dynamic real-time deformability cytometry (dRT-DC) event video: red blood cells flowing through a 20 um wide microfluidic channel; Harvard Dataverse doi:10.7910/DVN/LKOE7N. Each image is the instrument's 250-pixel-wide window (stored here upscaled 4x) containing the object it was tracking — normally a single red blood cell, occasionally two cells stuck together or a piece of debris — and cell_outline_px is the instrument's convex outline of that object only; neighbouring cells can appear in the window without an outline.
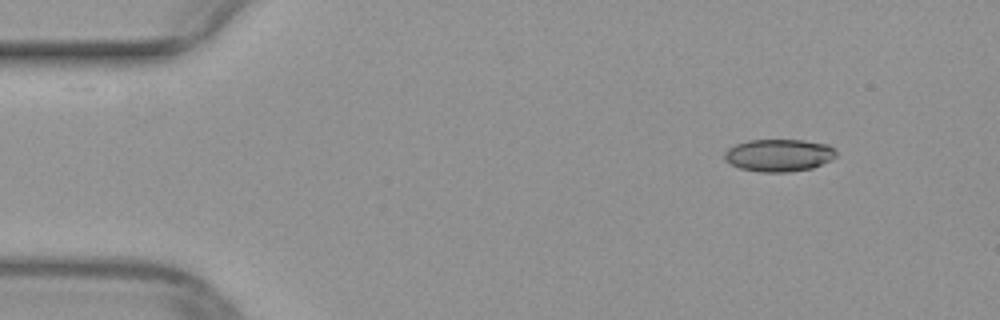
{"species": "common noctule bat (a hibernating species)", "species_latin": "Nyctalus noctula", "temperature_condition": "warm", "stored_images_in_passage": 7, "camera_frame_rate_fps": 3000, "um_per_image_px": 0.085, "animal": {"sex": "female", "body_mass_g": 29.2, "forearm_length_mm": 56.3}, "frame": {"image": 1, "passage_image": 1, "time_ms": 0.0, "image_size_px": [1000, 320], "cell_outline_px": [[836, 156], [832, 160], [812, 168], [788, 172], [760, 172], [740, 168], [724, 160], [724, 152], [728, 148], [736, 144], [748, 140], [804, 140], [828, 144], [836, 152]], "centroid_in_image_um": [66.2, 13.19], "position_along_channel_um": 18.8, "area_um2": 21.15}}